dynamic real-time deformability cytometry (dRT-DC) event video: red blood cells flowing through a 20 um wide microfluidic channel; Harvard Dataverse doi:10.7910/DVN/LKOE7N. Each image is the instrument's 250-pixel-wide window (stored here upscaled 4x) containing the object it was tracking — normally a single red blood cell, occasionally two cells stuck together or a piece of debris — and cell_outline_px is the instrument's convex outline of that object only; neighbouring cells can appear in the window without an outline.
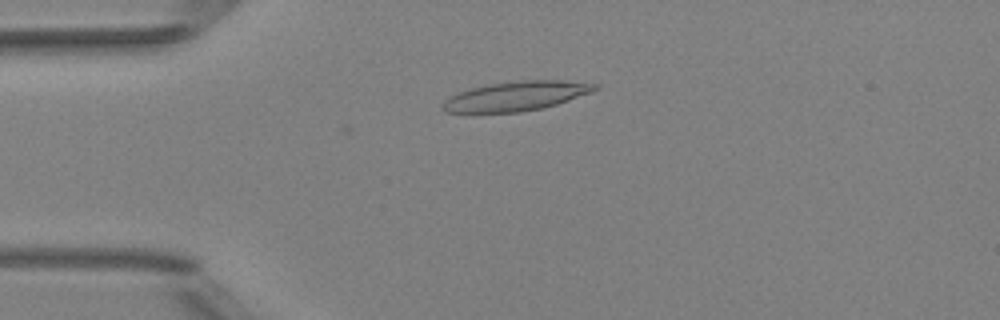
{"species": "Egyptian fruit bat (a non-hibernating species)", "species_latin": "Rousettus aegyptiacus", "temperature_condition": "room temperature", "stored_images_in_passage": 45, "camera_frame_rate_fps": 3000, "um_per_image_px": 0.085, "animal": {"sex": "female"}, "frame": {"image": 1, "passage_image": 6, "time_ms": 1.667, "image_size_px": [1000, 320], "cell_outline_px": [[600, 88], [568, 100], [556, 104], [540, 108], [520, 112], [444, 112], [440, 108], [444, 100], [468, 88], [488, 84], [516, 80], [564, 80], [600, 84]], "centroid_in_image_um": [43.86, 8.15], "position_along_channel_um": 41.1, "area_um2": 26.01}}
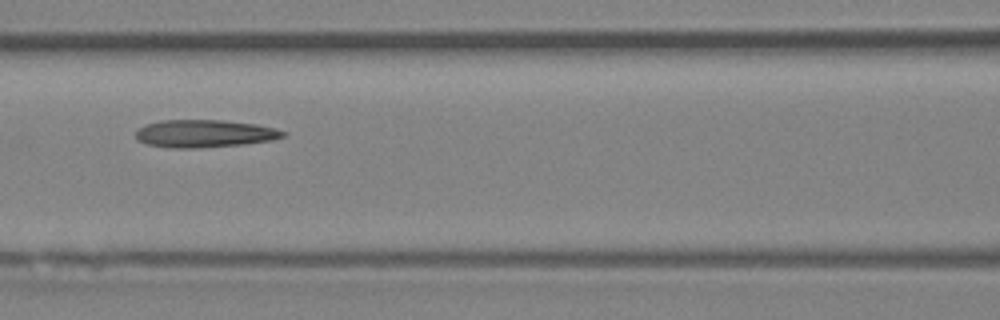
{"frame": {"image": 2, "passage_image": 16, "time_ms": 5.0, "image_size_px": [1000, 320], "cell_outline_px": [[288, 136], [272, 140], [244, 144], [196, 148], [172, 148], [148, 144], [136, 140], [136, 128], [144, 124], [160, 120], [224, 120], [256, 124], [276, 128], [288, 132]], "centroid_in_image_um": [17.4, 11.35], "position_along_channel_um": 149.2, "area_um2": 24.04}}
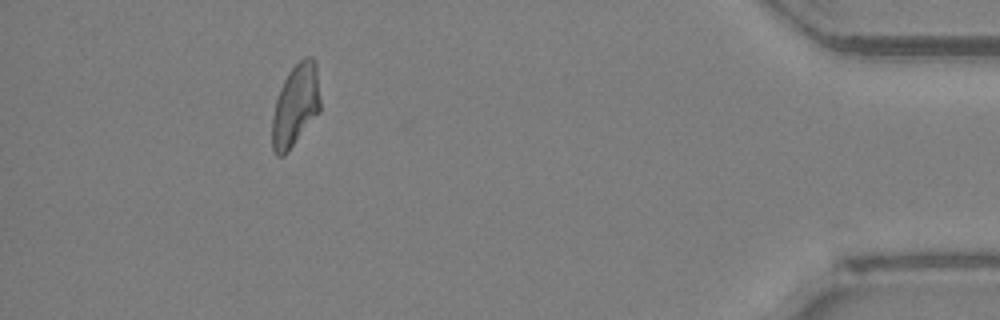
{"frame": {"image": 3, "passage_image": 40, "time_ms": 13.0, "image_size_px": [1000, 320], "cell_outline_px": [[320, 112], [288, 152], [284, 156], [276, 156], [272, 148], [272, 116], [276, 100], [280, 88], [288, 72], [304, 56], [312, 56], [316, 60], [320, 100]], "centroid_in_image_um": [25.12, 8.96], "position_along_channel_um": 410.1, "area_um2": 23.29}, "authors_computed_cell_mechanics": {"area_um2": 23.2934, "velocity_mm_per_s": 3.9964, "shape_relaxation_time_tau1_ms": 10.9778, "shape_relaxation_time_tau2_ms": 4.1841, "deformation_change_tau1": 0.3026, "deformation_change_tau2": 0.1544}}